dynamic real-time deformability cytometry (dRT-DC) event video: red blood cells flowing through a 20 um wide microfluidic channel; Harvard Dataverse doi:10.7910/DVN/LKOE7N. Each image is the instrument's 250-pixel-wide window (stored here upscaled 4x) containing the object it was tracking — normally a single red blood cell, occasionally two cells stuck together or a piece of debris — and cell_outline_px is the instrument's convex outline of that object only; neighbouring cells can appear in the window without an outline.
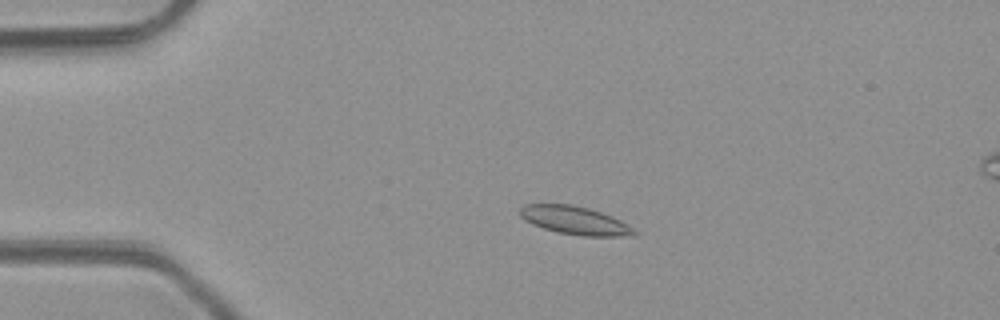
{"species": "common noctule bat (a hibernating species)", "species_latin": "Nyctalus noctula", "temperature_condition": "room temperature", "stored_images_in_passage": 3, "camera_frame_rate_fps": 3000, "um_per_image_px": 0.085, "animal": {"sex": "male", "body_mass_g": 23.1, "forearm_length_mm": 52.7}, "frame": {"image": 1, "passage_image": 1, "time_ms": 0.0, "image_size_px": [1000, 320], "cell_outline_px": [[640, 232], [636, 236], [584, 236], [556, 232], [532, 224], [524, 220], [520, 216], [520, 208], [524, 204], [572, 204], [588, 208], [612, 216], [620, 220]], "centroid_in_image_um": [48.89, 18.74], "position_along_channel_um": 36.1, "area_um2": 18.9}}
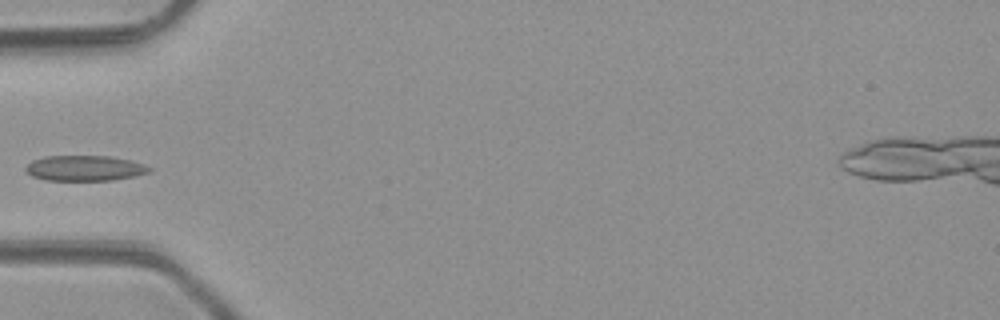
{"frame": {"image": 2, "passage_image": 3, "time_ms": 2.0, "image_size_px": [1000, 320], "cell_outline_px": [[152, 172], [136, 176], [112, 180], [44, 180], [32, 176], [24, 168], [32, 160], [44, 156], [112, 156], [132, 160], [144, 164], [152, 168]], "centroid_in_image_um": [7.24, 14.29], "position_along_channel_um": 77.8, "area_um2": 18.5}}